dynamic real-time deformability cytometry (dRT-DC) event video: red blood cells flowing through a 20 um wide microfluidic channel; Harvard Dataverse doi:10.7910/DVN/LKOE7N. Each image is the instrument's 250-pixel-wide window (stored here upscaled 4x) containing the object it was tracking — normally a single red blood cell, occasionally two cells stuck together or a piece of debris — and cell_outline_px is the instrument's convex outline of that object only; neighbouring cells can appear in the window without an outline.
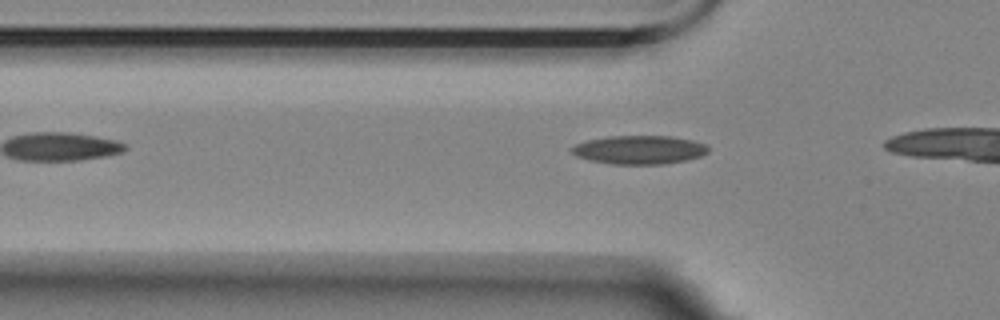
{"species": "Egyptian fruit bat (a non-hibernating species)", "species_latin": "Rousettus aegyptiacus", "temperature_condition": "room temperature", "stored_images_in_passage": 8, "camera_frame_rate_fps": 3000, "um_per_image_px": 0.085, "animal": {"sex": "female"}, "frame": {"image": 1, "passage_image": 2, "time_ms": 0.333, "image_size_px": [1000, 320], "cell_outline_px": [[708, 152], [700, 156], [684, 160], [664, 164], [612, 164], [588, 160], [576, 156], [572, 152], [572, 148], [576, 144], [588, 140], [608, 136], [672, 136], [692, 140], [704, 144], [708, 148]], "centroid_in_image_um": [54.33, 12.73], "position_along_channel_um": 71.5, "area_um2": 22.6}}
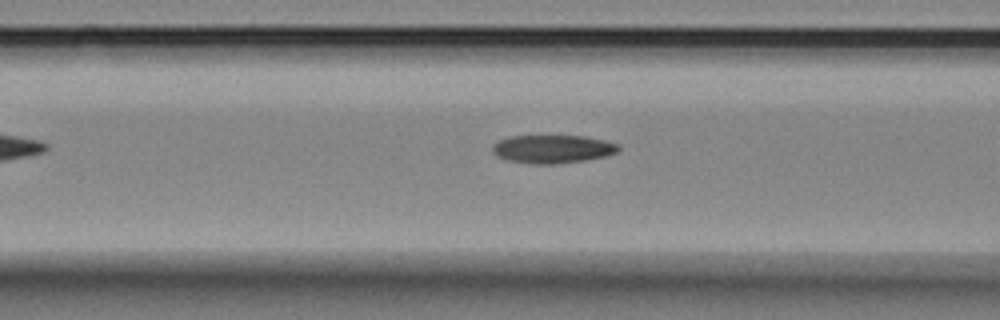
{"frame": {"image": 2, "passage_image": 6, "time_ms": 1.667, "image_size_px": [1000, 320], "cell_outline_px": [[620, 152], [608, 156], [588, 160], [556, 164], [532, 164], [508, 160], [496, 156], [492, 152], [492, 144], [508, 136], [584, 136], [604, 140], [616, 144], [620, 148]], "centroid_in_image_um": [46.98, 12.67], "position_along_channel_um": 119.6, "area_um2": 20.98}}